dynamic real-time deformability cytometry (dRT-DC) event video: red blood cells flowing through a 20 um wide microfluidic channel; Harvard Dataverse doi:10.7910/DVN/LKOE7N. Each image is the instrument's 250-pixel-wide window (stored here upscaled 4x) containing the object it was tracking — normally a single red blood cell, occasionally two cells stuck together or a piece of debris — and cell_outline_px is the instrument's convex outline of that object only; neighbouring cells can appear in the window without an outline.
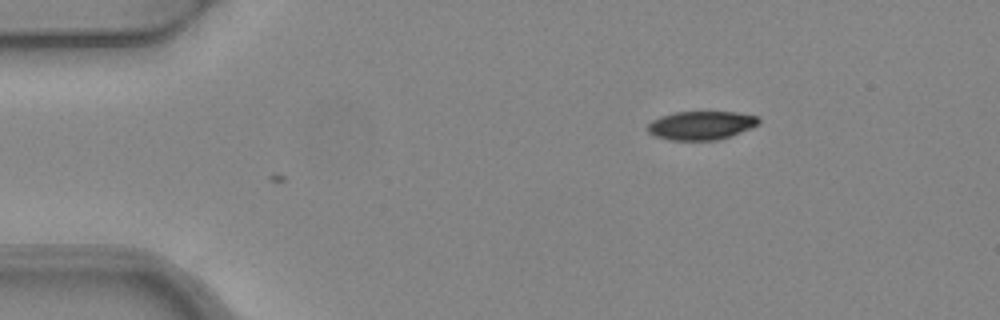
{"species": "common noctule bat (a hibernating species)", "species_latin": "Nyctalus noctula", "temperature_condition": "warm", "stored_images_in_passage": 4, "camera_frame_rate_fps": 3000, "um_per_image_px": 0.085, "animal": {"sex": "female", "body_mass_g": 24.6, "forearm_length_mm": 56.2}, "frame": {"image": 1, "passage_image": 4, "time_ms": 1.0, "image_size_px": [1000, 320], "cell_outline_px": [[760, 124], [752, 128], [716, 140], [672, 140], [656, 136], [648, 132], [648, 124], [652, 120], [660, 116], [676, 112], [736, 112], [756, 116], [760, 120]], "centroid_in_image_um": [59.6, 10.65], "position_along_channel_um": 25.4, "area_um2": 18.38}}